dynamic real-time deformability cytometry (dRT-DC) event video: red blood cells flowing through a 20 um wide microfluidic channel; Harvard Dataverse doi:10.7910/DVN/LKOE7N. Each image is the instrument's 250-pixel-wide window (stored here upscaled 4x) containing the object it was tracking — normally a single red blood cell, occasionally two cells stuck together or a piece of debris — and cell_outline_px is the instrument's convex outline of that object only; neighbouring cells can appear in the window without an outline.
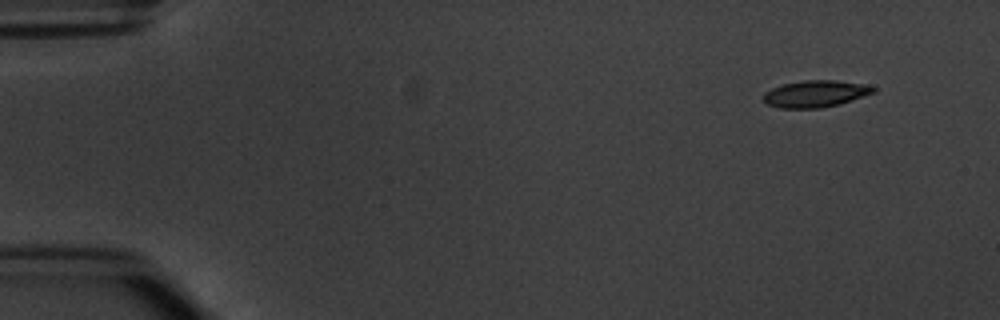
{"species": "common noctule bat (a hibernating species)", "species_latin": "Nyctalus noctula", "temperature_condition": "warm", "stored_images_in_passage": 7, "camera_frame_rate_fps": 3000, "um_per_image_px": 0.085, "animal": {"sex": "male", "body_mass_g": 20.1, "forearm_length_mm": 53.5}, "frame": {"image": 1, "passage_image": 2, "time_ms": 1.0, "image_size_px": [1000, 320], "cell_outline_px": [[876, 92], [840, 104], [820, 108], [780, 108], [768, 104], [764, 100], [764, 92], [772, 88], [784, 84], [804, 80], [836, 80], [864, 84], [876, 88]], "centroid_in_image_um": [69.33, 7.97], "position_along_channel_um": 15.7, "area_um2": 17.11}}
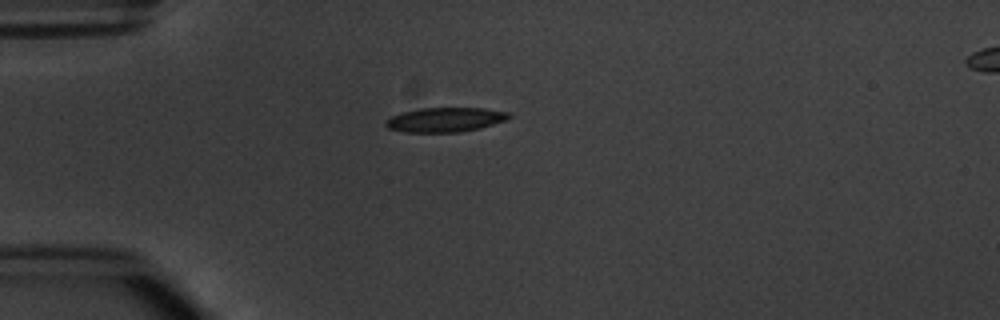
{"frame": {"image": 2, "passage_image": 4, "time_ms": 4.333, "image_size_px": [1000, 320], "cell_outline_px": [[512, 116], [504, 120], [492, 124], [460, 132], [404, 132], [388, 128], [384, 124], [392, 116], [404, 112], [420, 108], [484, 108], [508, 112]], "centroid_in_image_um": [37.83, 10.17], "position_along_channel_um": 47.2, "area_um2": 17.22}}